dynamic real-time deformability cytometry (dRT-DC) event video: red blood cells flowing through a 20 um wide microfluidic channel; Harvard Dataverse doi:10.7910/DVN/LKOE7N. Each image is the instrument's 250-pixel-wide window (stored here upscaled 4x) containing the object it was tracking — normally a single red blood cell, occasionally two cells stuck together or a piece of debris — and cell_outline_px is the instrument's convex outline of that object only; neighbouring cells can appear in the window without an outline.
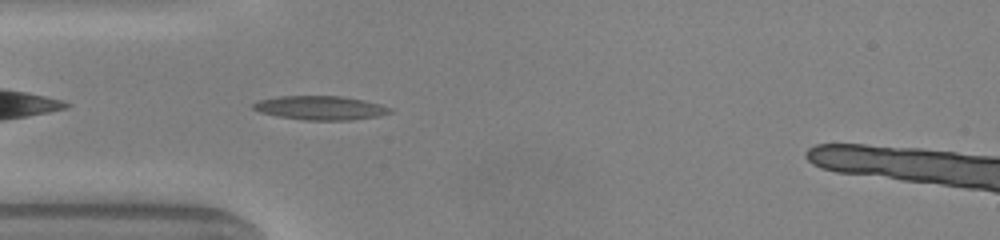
{"species": "common noctule bat (a hibernating species)", "species_latin": "Nyctalus noctula", "temperature_condition": "warm", "stored_images_in_passage": 36, "camera_frame_rate_fps": 3000, "um_per_image_px": 0.085, "animal": {"sex": "male", "body_mass_g": 20.0, "forearm_length_mm": 53.3}, "frame": {"image": 1, "passage_image": 2, "time_ms": 0.333, "image_size_px": [1000, 240], "cell_outline_px": [[392, 112], [380, 116], [352, 120], [304, 120], [276, 116], [260, 112], [252, 108], [252, 104], [256, 100], [280, 96], [340, 96], [364, 100], [380, 104], [392, 108]], "centroid_in_image_um": [27.22, 9.17], "position_along_channel_um": 57.8, "area_um2": 19.25}}
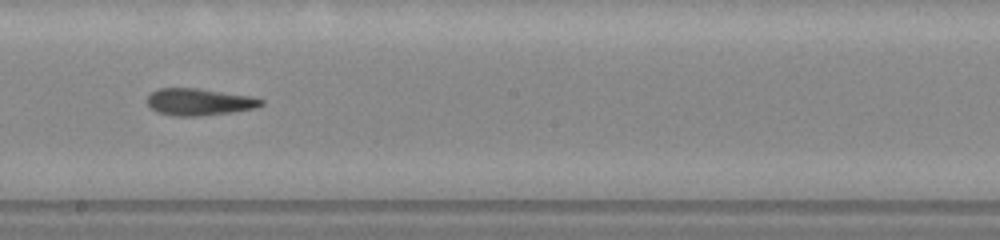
{"frame": {"image": 2, "passage_image": 15, "time_ms": 4.667, "image_size_px": [1000, 240], "cell_outline_px": [[264, 104], [256, 108], [232, 112], [200, 116], [172, 116], [156, 112], [148, 108], [148, 96], [152, 92], [160, 88], [196, 88], [248, 96], [264, 100]], "centroid_in_image_um": [16.89, 8.68], "position_along_channel_um": 231.3, "area_um2": 17.86}}
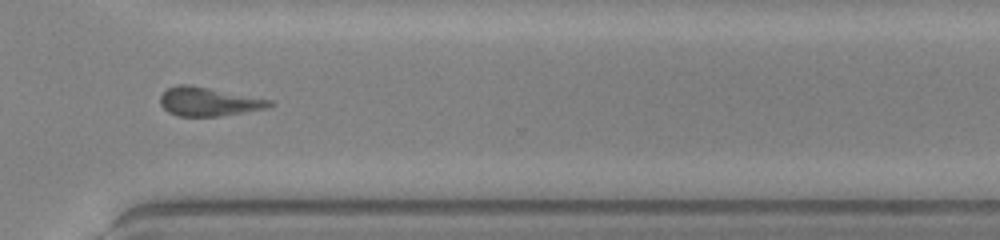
{"frame": {"image": 3, "passage_image": 24, "time_ms": 7.667, "image_size_px": [1000, 240], "cell_outline_px": [[276, 104], [268, 108], [220, 116], [180, 116], [168, 112], [160, 104], [160, 96], [168, 88], [176, 84], [192, 84], [272, 100]], "centroid_in_image_um": [17.75, 8.63], "position_along_channel_um": 352.9, "area_um2": 18.5}, "authors_computed_cell_mechanics": {"area_um2": 17.7157, "velocity_mm_per_s": 4.0421, "shape_relaxation_time_tau1_ms": 4.2348, "shape_relaxation_time_tau2_ms": 4.7865, "deformation_change_tau1": 0.1221, "deformation_change_tau2": 0.156}}